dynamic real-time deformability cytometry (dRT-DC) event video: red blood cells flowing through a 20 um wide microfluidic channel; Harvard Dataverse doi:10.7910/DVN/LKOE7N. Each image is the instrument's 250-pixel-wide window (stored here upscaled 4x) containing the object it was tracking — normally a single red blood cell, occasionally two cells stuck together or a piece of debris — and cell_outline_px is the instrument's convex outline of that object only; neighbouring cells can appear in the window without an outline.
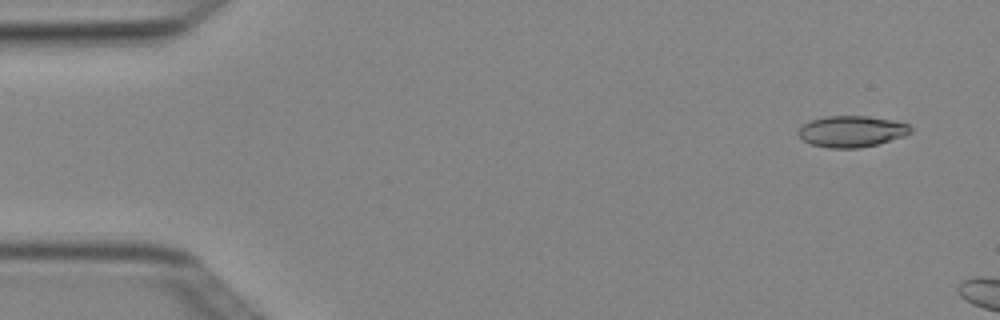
{"species": "Egyptian fruit bat (a non-hibernating species)", "species_latin": "Rousettus aegyptiacus", "temperature_condition": "cold", "stored_images_in_passage": 3, "camera_frame_rate_fps": 3000, "um_per_image_px": 0.085, "animal": {"sex": "female"}, "frame": {"image": 1, "passage_image": 1, "time_ms": 0.0, "image_size_px": [1000, 320], "cell_outline_px": [[912, 132], [904, 136], [876, 144], [860, 148], [828, 148], [812, 144], [804, 140], [796, 132], [804, 124], [812, 120], [824, 116], [868, 116], [892, 120], [908, 124], [912, 128]], "centroid_in_image_um": [72.4, 11.16], "position_along_channel_um": 12.6, "area_um2": 20.35}}